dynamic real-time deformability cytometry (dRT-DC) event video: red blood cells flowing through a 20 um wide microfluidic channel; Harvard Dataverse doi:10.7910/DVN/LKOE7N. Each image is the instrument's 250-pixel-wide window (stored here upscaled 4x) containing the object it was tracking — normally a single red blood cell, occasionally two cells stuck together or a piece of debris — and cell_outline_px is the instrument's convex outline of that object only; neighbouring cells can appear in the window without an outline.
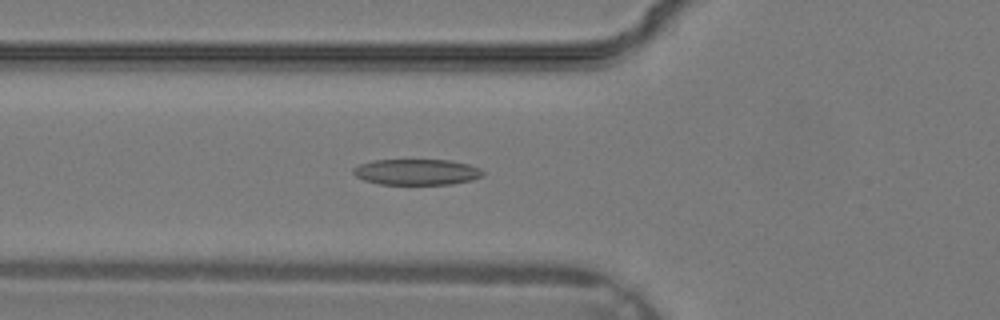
{"species": "common noctule bat (a hibernating species)", "species_latin": "Nyctalus noctula", "temperature_condition": "warm", "stored_images_in_passage": 28, "camera_frame_rate_fps": 3000, "um_per_image_px": 0.085, "animal": {"sex": "male", "body_mass_g": 19.2, "forearm_length_mm": 51.8}, "frame": {"image": 1, "passage_image": 4, "time_ms": 1.0, "image_size_px": [1000, 320], "cell_outline_px": [[484, 176], [472, 180], [452, 184], [380, 184], [364, 180], [356, 176], [352, 172], [352, 168], [360, 164], [372, 160], [452, 160], [468, 164], [480, 168], [484, 172]], "centroid_in_image_um": [35.43, 14.61], "position_along_channel_um": 90.4, "area_um2": 19.65}}
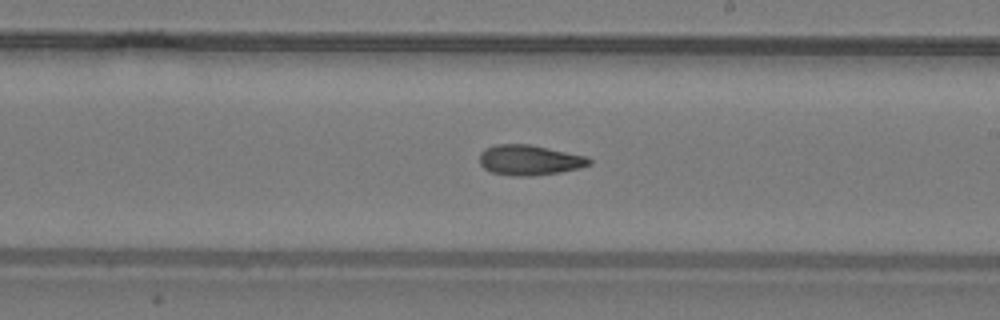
{"frame": {"image": 2, "passage_image": 12, "time_ms": 3.667, "image_size_px": [1000, 320], "cell_outline_px": [[592, 164], [580, 168], [560, 172], [532, 176], [512, 176], [492, 172], [484, 168], [480, 164], [480, 152], [484, 148], [496, 144], [532, 144], [584, 156], [592, 160]], "centroid_in_image_um": [44.99, 13.6], "position_along_channel_um": 244.0, "area_um2": 19.42}}
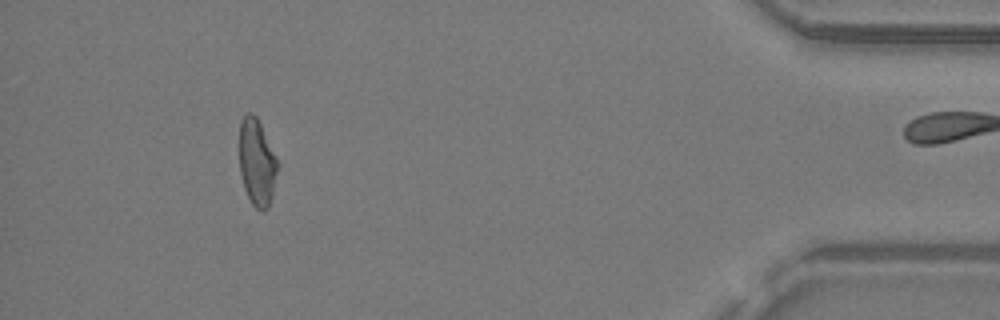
{"frame": {"image": 3, "passage_image": 24, "time_ms": 7.667, "image_size_px": [1000, 320], "cell_outline_px": [[280, 164], [268, 208], [264, 212], [256, 208], [252, 204], [244, 188], [240, 172], [240, 120], [248, 112], [252, 112], [256, 116]], "centroid_in_image_um": [21.85, 13.81], "position_along_channel_um": 413.4, "area_um2": 19.31}}